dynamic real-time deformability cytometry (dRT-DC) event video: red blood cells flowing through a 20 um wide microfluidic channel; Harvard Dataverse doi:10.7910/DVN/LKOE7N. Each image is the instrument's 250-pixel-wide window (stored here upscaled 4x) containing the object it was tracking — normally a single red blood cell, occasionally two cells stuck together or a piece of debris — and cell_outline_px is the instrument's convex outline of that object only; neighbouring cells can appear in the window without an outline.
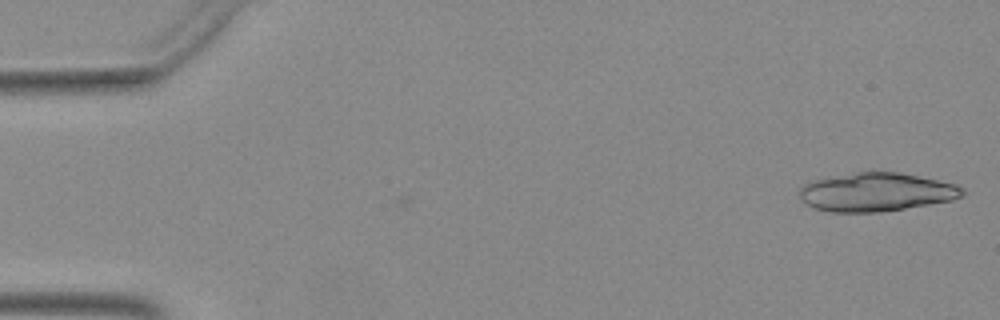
{"species": "Egyptian fruit bat (a non-hibernating species)", "species_latin": "Rousettus aegyptiacus", "temperature_condition": "warm", "stored_images_in_passage": 13, "camera_frame_rate_fps": 3000, "um_per_image_px": 0.085, "animal": {"sex": "female"}, "frame": {"image": 1, "passage_image": 1, "time_ms": 0.0, "image_size_px": [1000, 320], "cell_outline_px": [[964, 196], [952, 200], [880, 212], [832, 212], [812, 208], [800, 200], [800, 188], [804, 184], [816, 180], [856, 172], [900, 172], [956, 184], [964, 188]], "centroid_in_image_um": [74.49, 16.33], "position_along_channel_um": 10.5, "area_um2": 36.41}}